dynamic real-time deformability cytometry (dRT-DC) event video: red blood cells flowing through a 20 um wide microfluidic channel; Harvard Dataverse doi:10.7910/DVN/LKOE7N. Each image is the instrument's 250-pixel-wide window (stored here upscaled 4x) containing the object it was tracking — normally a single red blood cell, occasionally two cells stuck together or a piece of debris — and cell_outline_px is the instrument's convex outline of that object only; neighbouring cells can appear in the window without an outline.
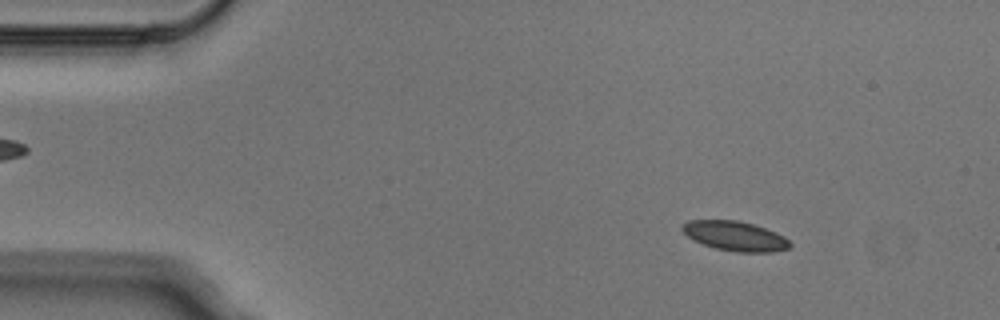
{"species": "Egyptian fruit bat (a non-hibernating species)", "species_latin": "Rousettus aegyptiacus", "temperature_condition": "cold", "stored_images_in_passage": 6, "camera_frame_rate_fps": 3000, "um_per_image_px": 0.085, "animal": {"sex": "male"}, "frame": {"image": 1, "passage_image": 2, "time_ms": 0.333, "image_size_px": [1000, 320], "cell_outline_px": [[792, 244], [788, 248], [772, 252], [736, 252], [716, 248], [704, 244], [688, 236], [680, 228], [688, 220], [736, 220], [752, 224], [764, 228], [784, 236]], "centroid_in_image_um": [62.49, 20.06], "position_along_channel_um": 22.5, "area_um2": 18.26}}
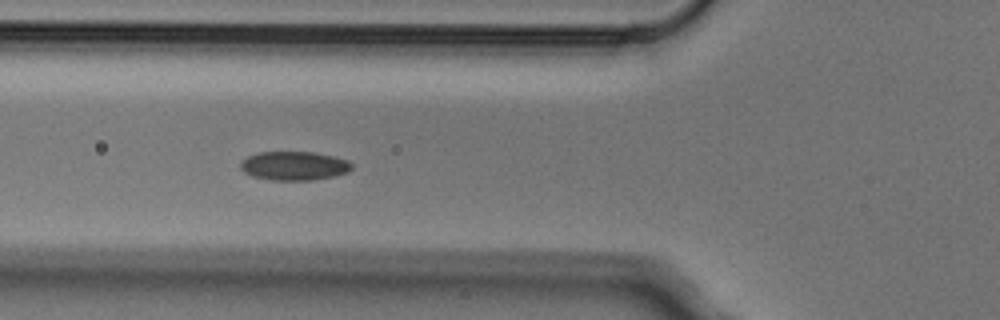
{"frame": {"image": 2, "passage_image": 5, "time_ms": 1.333, "image_size_px": [1000, 320], "cell_outline_px": [[352, 168], [348, 172], [332, 176], [312, 180], [272, 180], [252, 176], [244, 172], [240, 168], [240, 164], [248, 156], [260, 152], [312, 152], [332, 156], [348, 160], [352, 164]], "centroid_in_image_um": [25.0, 14.09], "position_along_channel_um": 100.8, "area_um2": 18.55}}
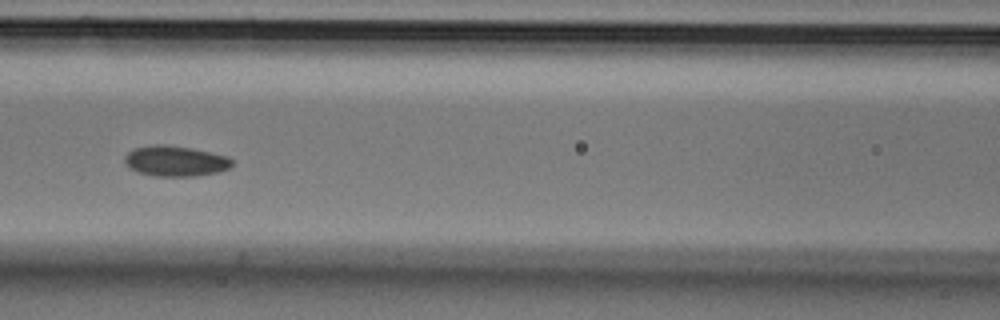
{"frame": {"image": 3, "passage_image": 6, "time_ms": 1.667, "image_size_px": [1000, 320], "cell_outline_px": [[232, 164], [228, 168], [216, 172], [196, 176], [152, 176], [136, 172], [128, 168], [124, 160], [124, 156], [128, 152], [136, 148], [152, 144], [164, 144], [192, 148], [228, 156], [232, 160]], "centroid_in_image_um": [14.86, 13.69], "position_along_channel_um": 151.7, "area_um2": 19.19}}